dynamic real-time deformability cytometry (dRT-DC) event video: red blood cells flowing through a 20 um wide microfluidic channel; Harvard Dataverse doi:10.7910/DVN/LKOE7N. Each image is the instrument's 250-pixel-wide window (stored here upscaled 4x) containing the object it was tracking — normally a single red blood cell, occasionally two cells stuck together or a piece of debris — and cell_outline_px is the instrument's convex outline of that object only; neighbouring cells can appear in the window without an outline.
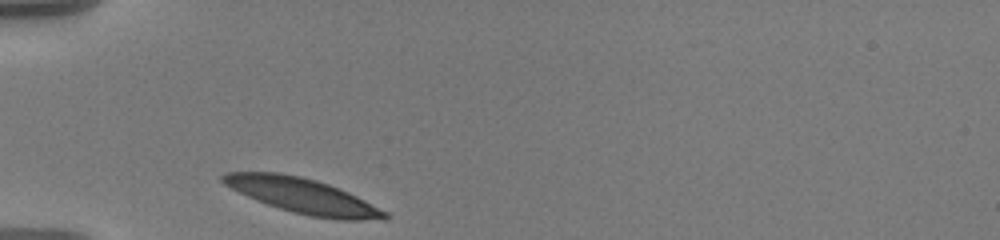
{"species": "human", "species_latin": "Homo sapiens", "temperature_condition": "warm", "stored_images_in_passage": 21, "camera_frame_rate_fps": 3000, "um_per_image_px": 0.085, "donor": {"sex": "male"}, "frame": {"image": 1, "passage_image": 1, "time_ms": 0.0, "image_size_px": [1000, 240], "cell_outline_px": [[388, 216], [384, 220], [336, 220], [308, 216], [292, 212], [256, 200], [224, 184], [220, 180], [220, 176], [224, 172], [280, 172], [300, 176], [316, 180], [328, 184], [348, 192], [388, 212]], "centroid_in_image_um": [25.74, 16.65], "position_along_channel_um": 59.3, "area_um2": 33.0}}
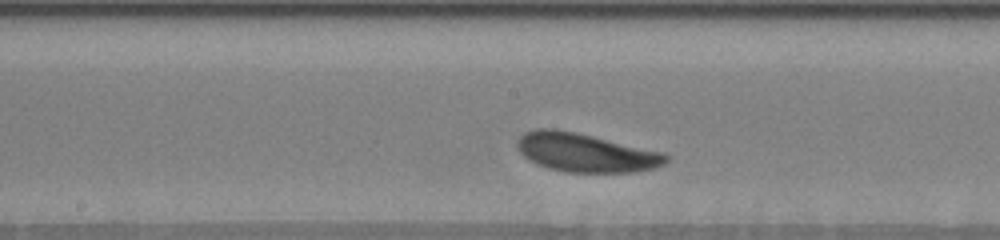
{"frame": {"image": 2, "passage_image": 8, "time_ms": 4.333, "image_size_px": [1000, 240], "cell_outline_px": [[668, 160], [664, 164], [656, 168], [632, 172], [564, 172], [548, 168], [536, 164], [528, 160], [520, 152], [516, 144], [520, 136], [524, 132], [532, 128], [556, 128], [576, 132], [664, 152], [668, 156]], "centroid_in_image_um": [49.75, 12.96], "position_along_channel_um": 198.4, "area_um2": 33.81}}
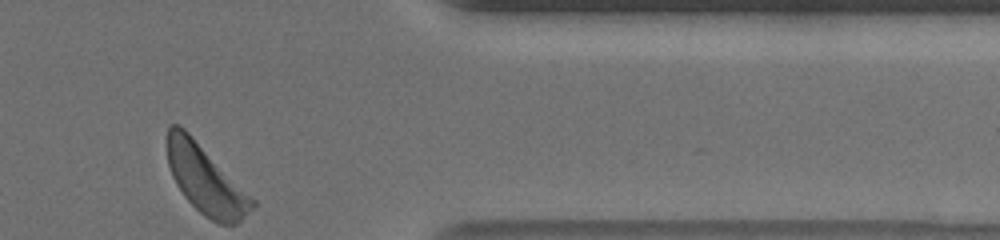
{"frame": {"image": 3, "passage_image": 21, "time_ms": 10.333, "image_size_px": [1000, 240], "cell_outline_px": [[256, 204], [236, 224], [220, 224], [204, 216], [184, 196], [176, 184], [172, 176], [168, 164], [168, 128], [172, 124], [180, 124], [256, 200]], "centroid_in_image_um": [17.48, 15.28], "position_along_channel_um": 393.9, "area_um2": 33.35}, "authors_computed_cell_mechanics": {"area_um2": 33.0038, "velocity_mm_per_s": 3.4745, "shape_relaxation_time_tau1_ms": 0.8631, "shape_relaxation_time_tau2_ms": 4.3038, "deformation_change_tau1": 0.0789, "deformation_change_tau2": 0.1097}}